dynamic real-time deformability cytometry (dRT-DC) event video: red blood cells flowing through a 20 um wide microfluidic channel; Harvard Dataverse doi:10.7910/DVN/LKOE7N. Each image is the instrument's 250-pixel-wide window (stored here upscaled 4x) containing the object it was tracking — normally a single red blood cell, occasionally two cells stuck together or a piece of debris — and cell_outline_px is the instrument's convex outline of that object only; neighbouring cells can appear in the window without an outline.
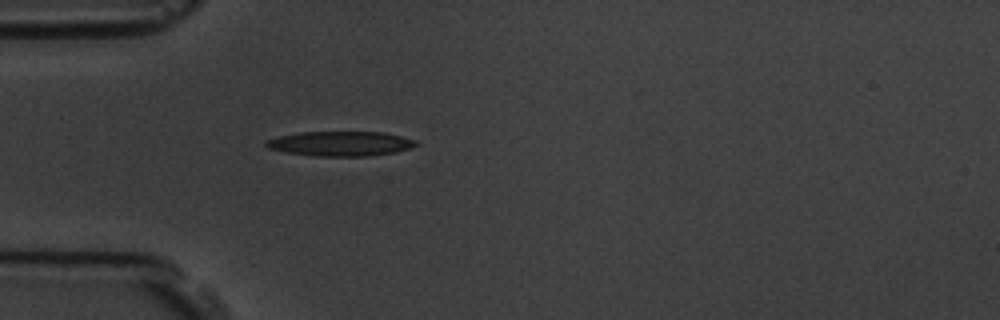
{"species": "common noctule bat (a hibernating species)", "species_latin": "Nyctalus noctula", "temperature_condition": "room temperature", "stored_images_in_passage": 1, "camera_frame_rate_fps": 3000, "um_per_image_px": 0.085, "animal": {"sex": "male", "body_mass_g": 19.5, "forearm_length_mm": 54.6}, "frame": {"image": 1, "passage_image": 1, "time_ms": 0.0, "image_size_px": [1000, 320], "cell_outline_px": [[416, 144], [412, 148], [396, 152], [364, 156], [316, 156], [284, 152], [268, 148], [264, 144], [268, 140], [280, 136], [300, 132], [384, 132], [416, 140]], "centroid_in_image_um": [28.94, 12.21], "position_along_channel_um": 56.1, "area_um2": 21.44}}